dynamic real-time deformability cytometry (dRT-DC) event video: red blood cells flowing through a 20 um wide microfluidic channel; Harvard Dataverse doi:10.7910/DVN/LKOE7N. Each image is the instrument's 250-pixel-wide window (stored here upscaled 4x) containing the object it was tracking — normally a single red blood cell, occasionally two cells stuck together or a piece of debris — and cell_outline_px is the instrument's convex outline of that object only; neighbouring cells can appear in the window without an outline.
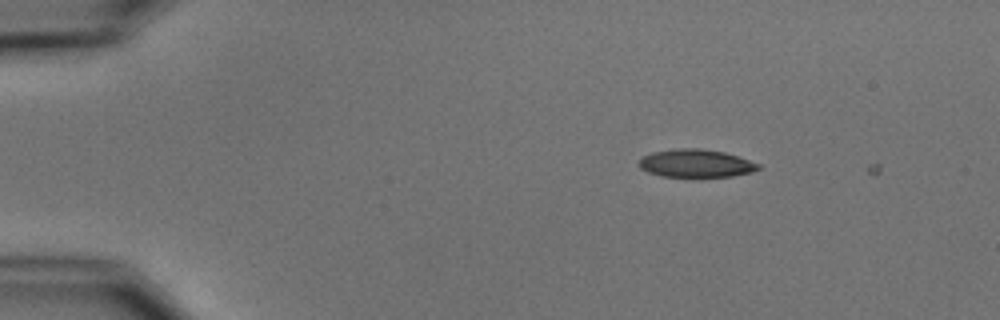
{"species": "common noctule bat (a hibernating species)", "species_latin": "Nyctalus noctula", "temperature_condition": "cold", "stored_images_in_passage": 3, "camera_frame_rate_fps": 3000, "um_per_image_px": 0.085, "animal": {"sex": "male", "body_mass_g": 15.6}, "frame": {"image": 1, "passage_image": 2, "time_ms": 1.333, "image_size_px": [1000, 320], "cell_outline_px": [[760, 168], [752, 172], [732, 176], [664, 176], [648, 172], [640, 168], [636, 164], [640, 156], [652, 152], [676, 148], [700, 148], [724, 152], [760, 164]], "centroid_in_image_um": [59.09, 13.87], "position_along_channel_um": 25.9, "area_um2": 19.42}}